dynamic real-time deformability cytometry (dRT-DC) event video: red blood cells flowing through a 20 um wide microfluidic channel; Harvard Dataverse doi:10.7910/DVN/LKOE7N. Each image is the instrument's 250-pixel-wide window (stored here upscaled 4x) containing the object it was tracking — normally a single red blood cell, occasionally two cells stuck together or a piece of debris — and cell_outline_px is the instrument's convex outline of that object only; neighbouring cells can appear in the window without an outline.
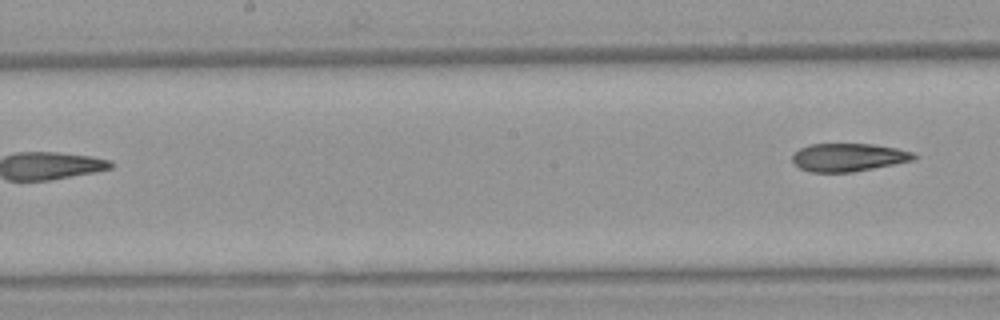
{"species": "Egyptian fruit bat (a non-hibernating species)", "species_latin": "Rousettus aegyptiacus", "temperature_condition": "warm", "stored_images_in_passage": 6, "segment_of_instrument_passage": [2, 2], "camera_frame_rate_fps": 3000, "um_per_image_px": 0.085, "animal": {"sex": "female"}, "frame": {"image": 1, "passage_image": 6, "time_ms": 6.0, "image_size_px": [1000, 320], "cell_outline_px": [[920, 156], [916, 160], [852, 172], [812, 172], [800, 168], [792, 164], [792, 152], [808, 144], [872, 144], [896, 148], [912, 152]], "centroid_in_image_um": [72.1, 13.37], "position_along_channel_um": 176.1, "area_um2": 20.11}}